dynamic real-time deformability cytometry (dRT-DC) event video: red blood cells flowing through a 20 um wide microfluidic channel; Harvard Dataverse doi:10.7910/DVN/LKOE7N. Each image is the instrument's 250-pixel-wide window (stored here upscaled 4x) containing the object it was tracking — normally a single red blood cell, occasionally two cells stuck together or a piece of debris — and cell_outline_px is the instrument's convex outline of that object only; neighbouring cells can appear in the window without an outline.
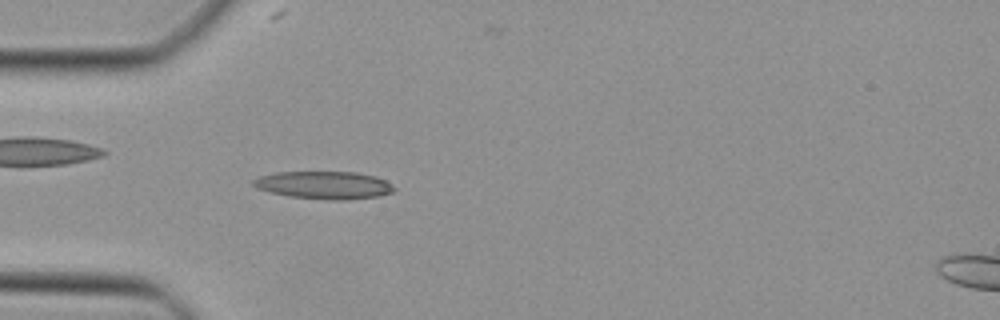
{"species": "Egyptian fruit bat (a non-hibernating species)", "species_latin": "Rousettus aegyptiacus", "temperature_condition": "cold", "stored_images_in_passage": 46, "camera_frame_rate_fps": 3000, "um_per_image_px": 0.085, "animal": {"sex": "female"}, "frame": {"image": 1, "passage_image": 13, "time_ms": 4.0, "image_size_px": [1000, 320], "cell_outline_px": [[396, 188], [392, 192], [380, 196], [348, 200], [328, 200], [288, 196], [272, 192], [260, 188], [252, 184], [252, 180], [260, 176], [276, 172], [356, 172], [376, 176], [392, 184]], "centroid_in_image_um": [27.6, 15.73], "position_along_channel_um": 57.4, "area_um2": 22.72}}
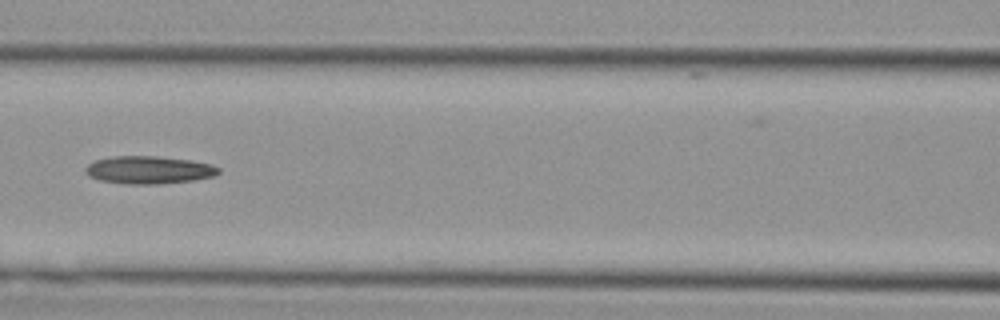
{"frame": {"image": 2, "passage_image": 20, "time_ms": 6.333, "image_size_px": [1000, 320], "cell_outline_px": [[220, 172], [216, 176], [192, 180], [156, 184], [124, 184], [100, 180], [88, 176], [84, 172], [84, 168], [88, 164], [96, 160], [112, 156], [156, 156], [192, 160], [212, 164], [220, 168]], "centroid_in_image_um": [12.65, 14.44], "position_along_channel_um": 153.9, "area_um2": 21.68}}
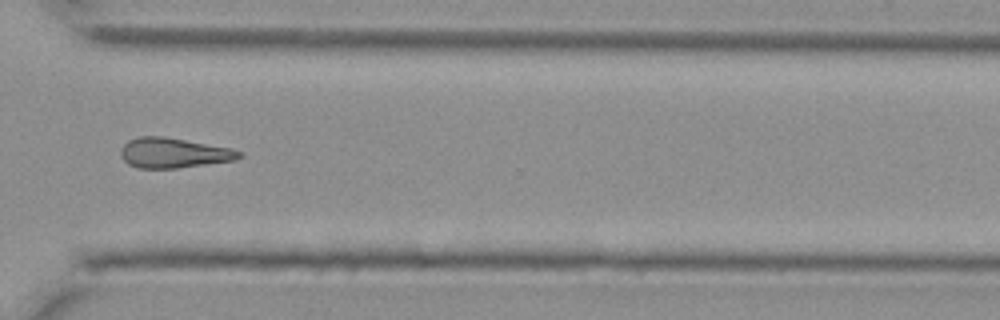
{"frame": {"image": 3, "passage_image": 34, "time_ms": 11.0, "image_size_px": [1000, 320], "cell_outline_px": [[244, 156], [236, 160], [176, 168], [136, 168], [128, 164], [120, 156], [120, 148], [128, 140], [136, 136], [164, 136], [232, 148], [244, 152]], "centroid_in_image_um": [14.76, 12.99], "position_along_channel_um": 355.8, "area_um2": 21.04}}